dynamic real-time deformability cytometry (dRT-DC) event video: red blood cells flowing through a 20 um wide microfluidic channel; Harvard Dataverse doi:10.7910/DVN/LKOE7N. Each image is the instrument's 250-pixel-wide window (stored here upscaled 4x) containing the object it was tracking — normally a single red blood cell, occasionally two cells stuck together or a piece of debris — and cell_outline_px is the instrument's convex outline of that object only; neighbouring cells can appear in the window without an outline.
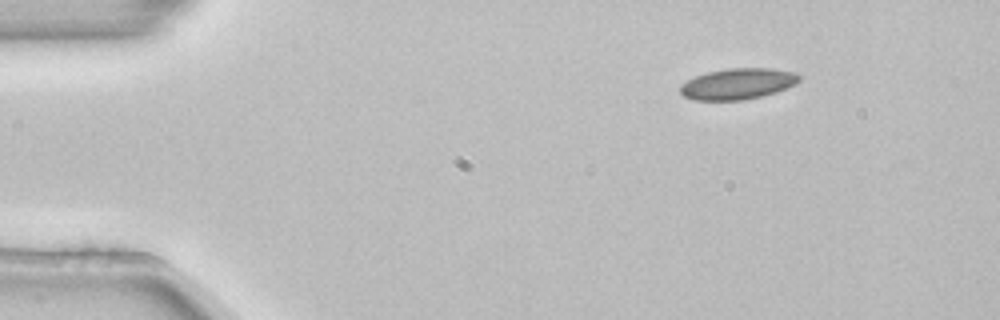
{"species": "common noctule bat (a hibernating species)", "species_latin": "Nyctalus noctula", "temperature_condition": "room temperature", "stored_images_in_passage": 3, "camera_frame_rate_fps": 3000, "um_per_image_px": 0.085, "animal": {"sex": "female", "body_mass_g": 22.7, "forearm_length_mm": 54.2}, "frame": {"image": 1, "passage_image": 1, "time_ms": 0.0, "image_size_px": [1000, 320], "cell_outline_px": [[800, 80], [796, 84], [776, 92], [760, 96], [740, 100], [692, 100], [684, 96], [680, 92], [680, 84], [696, 76], [708, 72], [728, 68], [772, 68], [796, 72], [800, 76]], "centroid_in_image_um": [62.72, 7.12], "position_along_channel_um": 22.3, "area_um2": 21.5}}
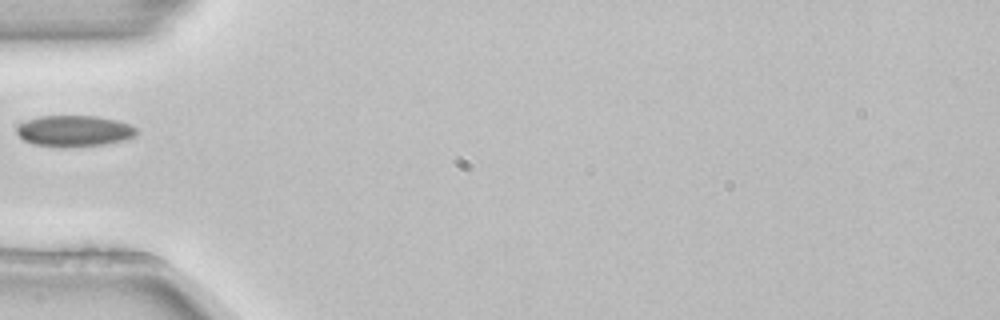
{"frame": {"image": 2, "passage_image": 3, "time_ms": 0.667, "image_size_px": [1000, 320], "cell_outline_px": [[136, 136], [104, 144], [32, 144], [24, 140], [16, 132], [16, 128], [20, 124], [28, 120], [40, 116], [96, 116], [116, 120], [128, 124], [136, 128]], "centroid_in_image_um": [6.3, 11.08], "position_along_channel_um": 78.7, "area_um2": 20.58}}